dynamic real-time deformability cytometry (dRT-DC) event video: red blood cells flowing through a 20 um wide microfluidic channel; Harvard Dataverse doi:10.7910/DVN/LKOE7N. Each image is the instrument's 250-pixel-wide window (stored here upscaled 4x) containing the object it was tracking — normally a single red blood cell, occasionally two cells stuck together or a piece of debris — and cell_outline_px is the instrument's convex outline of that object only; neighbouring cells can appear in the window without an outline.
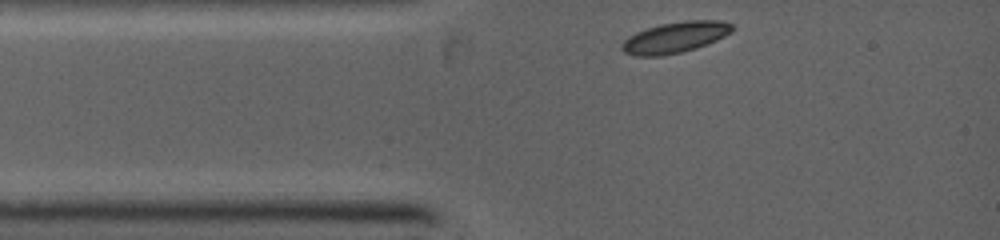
{"species": "common noctule bat (a hibernating species)", "species_latin": "Nyctalus noctula", "temperature_condition": "warm", "stored_images_in_passage": 13, "camera_frame_rate_fps": 5000, "um_per_image_px": 0.085, "animal": {"sex": "female", "body_mass_g": 19.0, "forearm_length_mm": 53.3}, "frame": {"image": 1, "passage_image": 1, "time_ms": 0.0, "image_size_px": [1000, 240], "cell_outline_px": [[736, 28], [732, 32], [716, 40], [696, 48], [664, 56], [636, 56], [624, 52], [620, 48], [620, 44], [628, 36], [636, 32], [660, 24], [684, 20], [720, 20], [732, 24]], "centroid_in_image_um": [57.38, 3.17], "position_along_channel_um": 27.6, "area_um2": 20.06}}
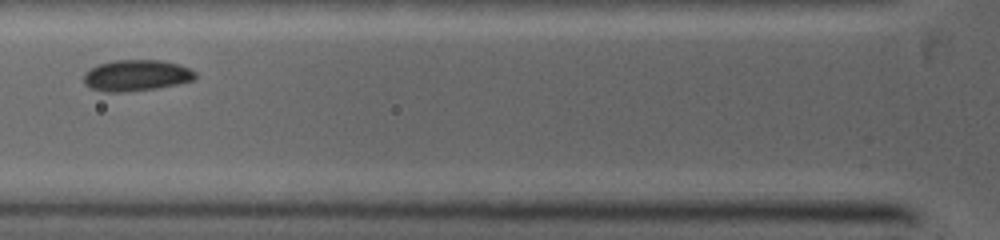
{"frame": {"image": 2, "passage_image": 6, "time_ms": 2.2, "image_size_px": [1000, 240], "cell_outline_px": [[196, 80], [180, 84], [156, 88], [120, 92], [108, 92], [92, 88], [84, 84], [84, 72], [100, 64], [116, 60], [160, 60], [180, 64], [196, 72]], "centroid_in_image_um": [11.64, 6.41], "position_along_channel_um": 114.2, "area_um2": 20.23}}
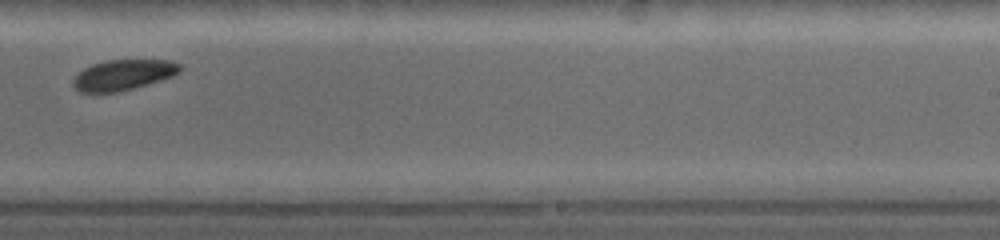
{"frame": {"image": 3, "passage_image": 13, "time_ms": 5.8, "image_size_px": [1000, 240], "cell_outline_px": [[180, 72], [172, 76], [148, 84], [116, 92], [76, 92], [72, 84], [72, 80], [84, 68], [92, 64], [104, 60], [172, 60], [180, 64]], "centroid_in_image_um": [10.45, 6.36], "position_along_channel_um": 278.6, "area_um2": 18.96}}